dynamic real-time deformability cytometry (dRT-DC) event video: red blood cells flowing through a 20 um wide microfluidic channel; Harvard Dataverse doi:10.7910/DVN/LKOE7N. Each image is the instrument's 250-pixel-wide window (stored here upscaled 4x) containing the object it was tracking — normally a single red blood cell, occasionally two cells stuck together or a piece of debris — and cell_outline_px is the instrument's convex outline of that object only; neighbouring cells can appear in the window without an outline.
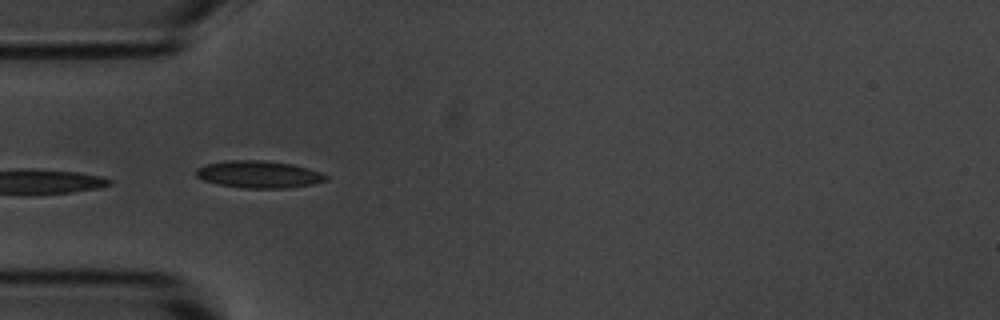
{"species": "common noctule bat (a hibernating species)", "species_latin": "Nyctalus noctula", "temperature_condition": "room temperature", "stored_images_in_passage": 7, "camera_frame_rate_fps": 3000, "um_per_image_px": 0.085, "animal": {"sex": "male", "body_mass_g": 20.1, "forearm_length_mm": 53.5}, "frame": {"image": 1, "passage_image": 4, "time_ms": 3.667, "image_size_px": [1000, 320], "cell_outline_px": [[328, 180], [312, 184], [288, 188], [244, 188], [216, 184], [204, 180], [196, 176], [196, 168], [208, 164], [228, 160], [264, 160], [292, 164], [308, 168], [320, 172], [328, 176]], "centroid_in_image_um": [22.01, 14.82], "position_along_channel_um": 63.0, "area_um2": 20.58}}
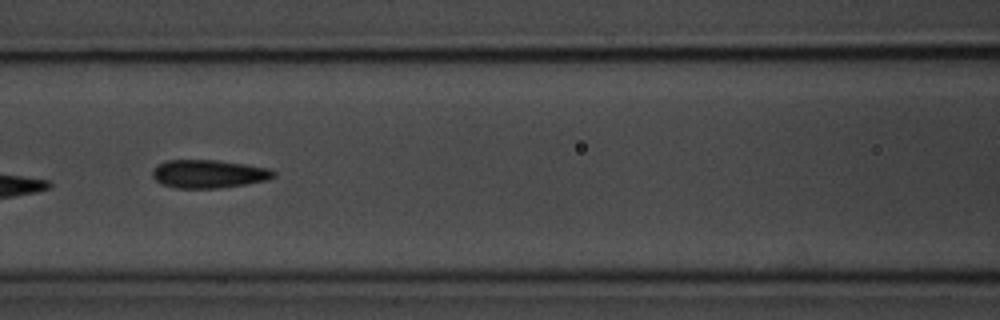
{"frame": {"image": 2, "passage_image": 6, "time_ms": 6.0, "image_size_px": [1000, 320], "cell_outline_px": [[276, 176], [264, 180], [244, 184], [220, 188], [176, 188], [160, 184], [152, 176], [152, 168], [168, 160], [216, 160], [272, 168], [276, 172]], "centroid_in_image_um": [17.73, 14.78], "position_along_channel_um": 148.9, "area_um2": 19.94}}
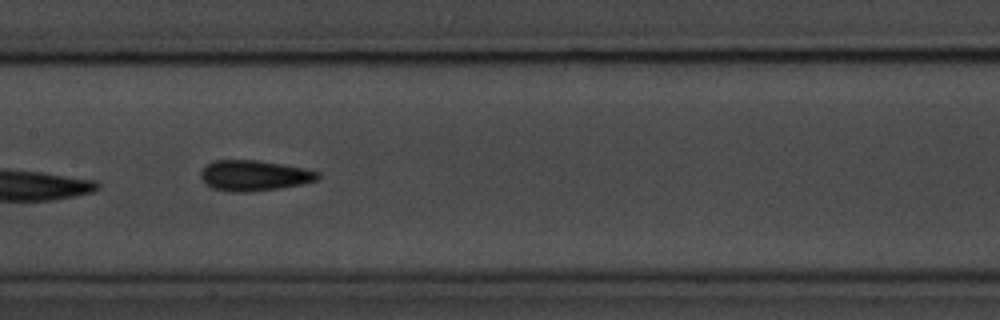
{"frame": {"image": 3, "passage_image": 7, "time_ms": 7.0, "image_size_px": [1000, 320], "cell_outline_px": [[320, 176], [316, 180], [300, 184], [280, 188], [248, 192], [228, 192], [212, 188], [204, 184], [200, 180], [200, 172], [212, 160], [260, 160], [284, 164], [304, 168], [320, 172]], "centroid_in_image_um": [21.56, 14.92], "position_along_channel_um": 185.8, "area_um2": 21.1}}